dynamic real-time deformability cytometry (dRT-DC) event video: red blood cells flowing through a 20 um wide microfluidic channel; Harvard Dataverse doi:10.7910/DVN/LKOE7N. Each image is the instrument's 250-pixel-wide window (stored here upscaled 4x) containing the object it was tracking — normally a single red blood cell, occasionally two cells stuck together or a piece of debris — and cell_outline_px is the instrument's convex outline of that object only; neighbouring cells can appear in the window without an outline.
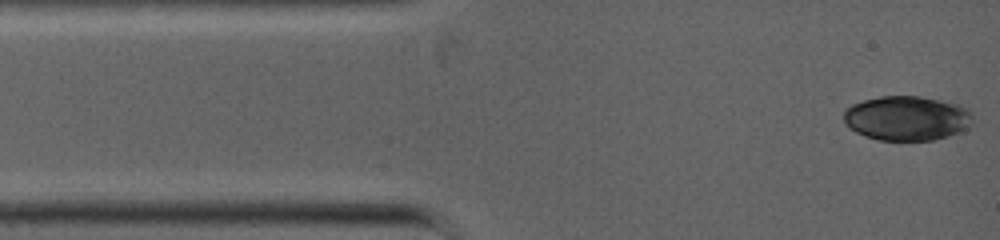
{"species": "common noctule bat (a hibernating species)", "species_latin": "Nyctalus noctula", "temperature_condition": "warm", "stored_images_in_passage": 9, "camera_frame_rate_fps": 5000, "um_per_image_px": 0.085, "animal": {"sex": "female", "body_mass_g": 19.0, "forearm_length_mm": 53.3}, "frame": {"image": 1, "passage_image": 1, "time_ms": 0.0, "image_size_px": [1000, 240], "cell_outline_px": [[972, 124], [964, 132], [932, 140], [880, 140], [864, 136], [848, 128], [844, 120], [844, 108], [852, 104], [864, 100], [880, 96], [920, 96], [960, 104], [972, 112]], "centroid_in_image_um": [77.1, 10.05], "position_along_channel_um": 7.9, "area_um2": 33.93}}